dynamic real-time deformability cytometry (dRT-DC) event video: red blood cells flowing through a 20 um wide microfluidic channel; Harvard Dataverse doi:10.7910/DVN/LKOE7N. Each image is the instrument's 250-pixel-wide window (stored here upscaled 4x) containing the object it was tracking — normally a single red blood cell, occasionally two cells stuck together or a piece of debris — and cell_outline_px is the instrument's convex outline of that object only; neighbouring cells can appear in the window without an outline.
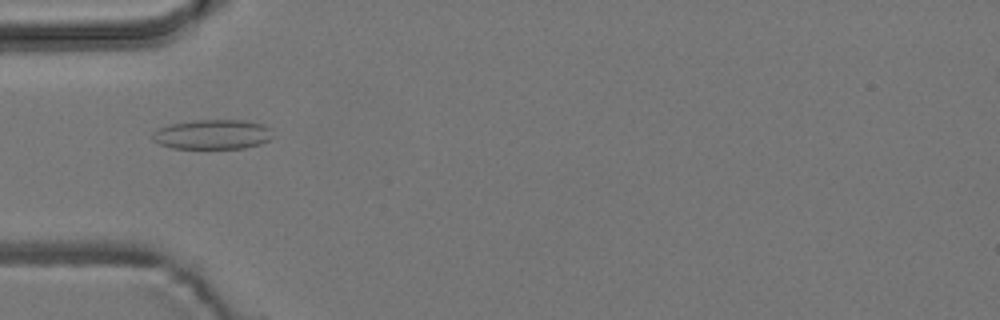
{"species": "common noctule bat (a hibernating species)", "species_latin": "Nyctalus noctula", "temperature_condition": "room temperature", "stored_images_in_passage": 3, "camera_frame_rate_fps": 3000, "um_per_image_px": 0.085, "animal": {"sex": "male", "body_mass_g": 19.2, "forearm_length_mm": 51.8}, "frame": {"image": 1, "passage_image": 2, "time_ms": 1.0, "image_size_px": [1000, 320], "cell_outline_px": [[272, 136], [268, 140], [260, 144], [244, 148], [172, 148], [160, 144], [152, 140], [152, 132], [156, 128], [172, 124], [192, 120], [244, 120], [264, 124], [272, 128]], "centroid_in_image_um": [18.06, 11.41], "position_along_channel_um": 66.9, "area_um2": 20.98}}
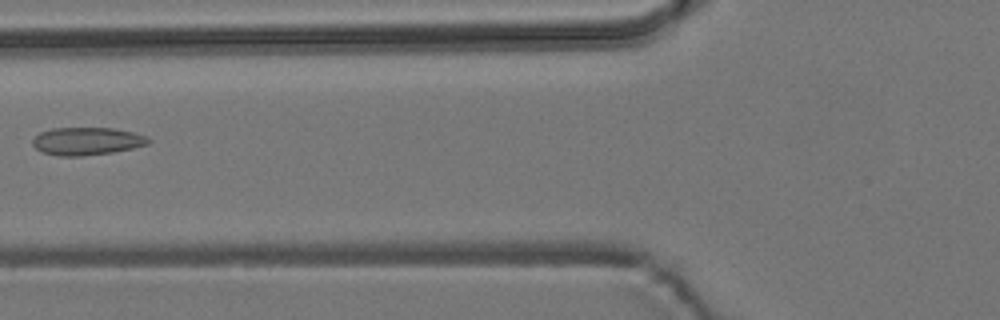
{"frame": {"image": 2, "passage_image": 3, "time_ms": 2.333, "image_size_px": [1000, 320], "cell_outline_px": [[152, 140], [148, 144], [132, 148], [112, 152], [80, 156], [60, 156], [40, 152], [32, 144], [32, 140], [40, 132], [52, 128], [112, 128], [132, 132], [144, 136]], "centroid_in_image_um": [7.35, 12.0], "position_along_channel_um": 118.5, "area_um2": 18.61}}